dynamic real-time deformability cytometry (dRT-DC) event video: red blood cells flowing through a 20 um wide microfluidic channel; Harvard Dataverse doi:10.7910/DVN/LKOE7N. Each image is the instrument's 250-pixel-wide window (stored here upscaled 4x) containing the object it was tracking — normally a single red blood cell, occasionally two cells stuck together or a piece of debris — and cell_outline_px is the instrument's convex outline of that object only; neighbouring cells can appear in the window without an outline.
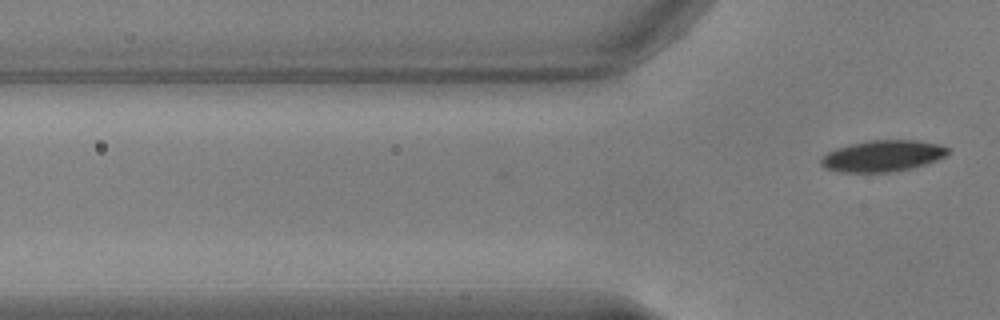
{"species": "common noctule bat (a hibernating species)", "species_latin": "Nyctalus noctula", "temperature_condition": "warm", "stored_images_in_passage": 2, "camera_frame_rate_fps": 3000, "um_per_image_px": 0.085, "animal": {"sex": "male", "body_mass_g": 17.9, "forearm_length_mm": 54.2}, "frame": {"image": 1, "passage_image": 2, "time_ms": 0.333, "image_size_px": [1000, 320], "cell_outline_px": [[948, 152], [944, 156], [936, 160], [912, 168], [892, 172], [840, 172], [824, 168], [820, 164], [820, 160], [828, 152], [836, 148], [868, 140], [916, 140], [936, 144], [948, 148]], "centroid_in_image_um": [74.98, 13.26], "position_along_channel_um": 50.8, "area_um2": 22.95}}